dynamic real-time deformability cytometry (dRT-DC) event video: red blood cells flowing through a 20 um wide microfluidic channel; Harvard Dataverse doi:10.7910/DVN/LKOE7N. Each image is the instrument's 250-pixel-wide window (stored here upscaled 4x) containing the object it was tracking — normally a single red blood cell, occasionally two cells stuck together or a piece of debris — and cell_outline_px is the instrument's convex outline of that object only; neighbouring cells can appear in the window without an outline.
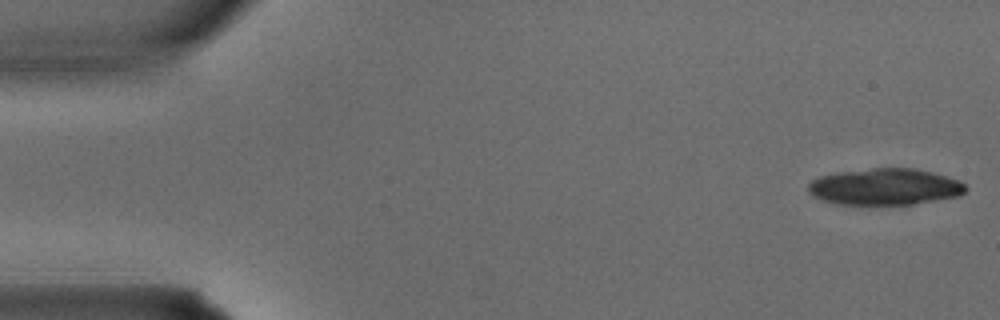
{"species": "common noctule bat (a hibernating species)", "species_latin": "Nyctalus noctula", "temperature_condition": "warm", "stored_images_in_passage": 4, "camera_frame_rate_fps": 3000, "um_per_image_px": 0.085, "animal": {"sex": "male", "body_mass_g": 15.6}, "frame": {"image": 1, "passage_image": 1, "time_ms": 0.0, "image_size_px": [1000, 320], "cell_outline_px": [[968, 188], [960, 196], [912, 204], [836, 204], [812, 196], [808, 192], [808, 184], [812, 180], [820, 176], [836, 172], [872, 168], [916, 168], [932, 172], [960, 180]], "centroid_in_image_um": [75.22, 15.87], "position_along_channel_um": 9.8, "area_um2": 33.58}}
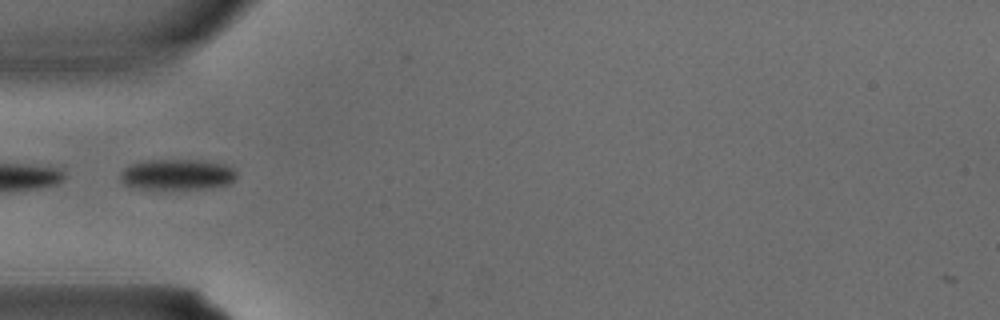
{"frame": {"image": 2, "passage_image": 4, "time_ms": 1.0, "image_size_px": [1000, 320], "cell_outline_px": [[236, 176], [228, 184], [212, 188], [136, 188], [124, 184], [120, 180], [120, 172], [128, 164], [144, 160], [204, 160], [224, 164], [232, 168], [236, 172]], "centroid_in_image_um": [15.02, 14.81], "position_along_channel_um": 70.0, "area_um2": 20.81}}